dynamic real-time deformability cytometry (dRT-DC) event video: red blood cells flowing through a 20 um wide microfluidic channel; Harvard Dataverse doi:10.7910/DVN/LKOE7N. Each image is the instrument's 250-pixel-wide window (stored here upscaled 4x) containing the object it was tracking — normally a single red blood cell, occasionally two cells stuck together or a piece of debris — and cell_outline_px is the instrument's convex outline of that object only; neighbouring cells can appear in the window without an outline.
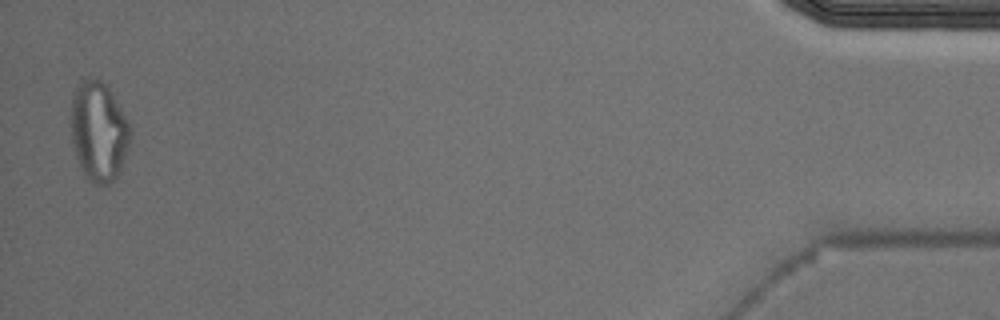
{"species": "Egyptian fruit bat (a non-hibernating species)", "species_latin": "Rousettus aegyptiacus", "temperature_condition": "cold", "stored_images_in_passage": 45, "segment_of_instrument_passage": [2, 2], "camera_frame_rate_fps": 3000, "um_per_image_px": 0.085, "animal": {"sex": "male"}, "frame": {"image": 1, "passage_image": 44, "time_ms": 14.333, "image_size_px": [1000, 320], "cell_outline_px": [[132, 136], [120, 172], [108, 184], [96, 184], [88, 180], [84, 176], [76, 156], [72, 144], [72, 96], [80, 84], [84, 80], [100, 80], [108, 84], [132, 128]], "centroid_in_image_um": [8.43, 11.19], "position_along_channel_um": 426.8, "area_um2": 34.39}}